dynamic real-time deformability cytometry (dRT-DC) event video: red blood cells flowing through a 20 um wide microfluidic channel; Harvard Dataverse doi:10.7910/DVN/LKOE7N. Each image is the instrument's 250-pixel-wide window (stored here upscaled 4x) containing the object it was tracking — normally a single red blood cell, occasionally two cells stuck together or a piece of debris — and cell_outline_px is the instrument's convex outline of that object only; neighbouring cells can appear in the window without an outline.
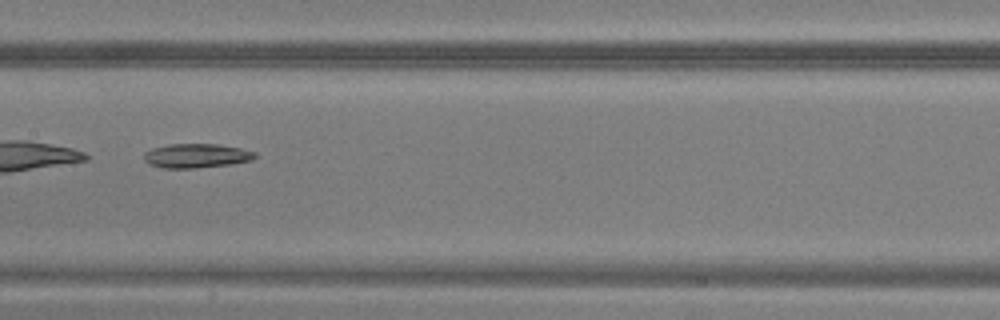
{"species": "common noctule bat (a hibernating species)", "species_latin": "Nyctalus noctula", "temperature_condition": "warm", "stored_images_in_passage": 30, "camera_frame_rate_fps": 3000, "um_per_image_px": 0.085, "animal": {"sex": "male", "body_mass_g": 20.5, "forearm_length_mm": 52.5}, "frame": {"image": 1, "passage_image": 9, "time_ms": 2.667, "image_size_px": [1000, 320], "cell_outline_px": [[260, 156], [252, 160], [228, 164], [196, 168], [160, 168], [148, 164], [144, 160], [144, 152], [152, 148], [168, 144], [216, 144], [240, 148], [256, 152]], "centroid_in_image_um": [16.68, 13.24], "position_along_channel_um": 190.7, "area_um2": 15.78}}